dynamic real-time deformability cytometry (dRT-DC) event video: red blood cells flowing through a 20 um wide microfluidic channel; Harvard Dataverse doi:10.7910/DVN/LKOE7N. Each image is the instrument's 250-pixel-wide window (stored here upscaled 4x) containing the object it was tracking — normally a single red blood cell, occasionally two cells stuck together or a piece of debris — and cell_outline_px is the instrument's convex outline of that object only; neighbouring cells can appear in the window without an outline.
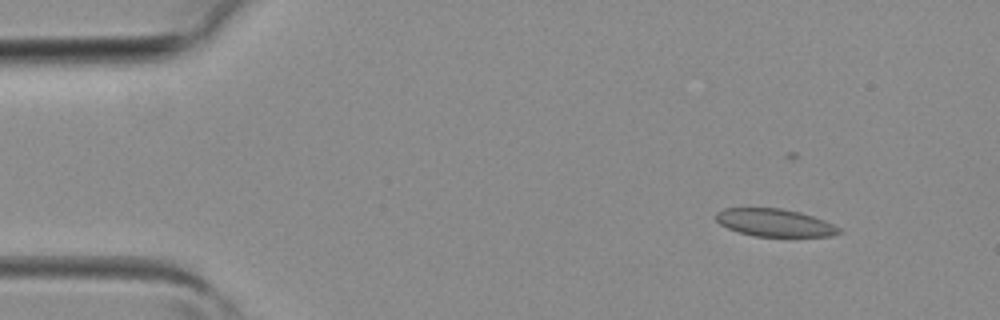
{"species": "common noctule bat (a hibernating species)", "species_latin": "Nyctalus noctula", "temperature_condition": "room temperature", "stored_images_in_passage": 3, "camera_frame_rate_fps": 3000, "um_per_image_px": 0.085, "animal": {"sex": "female", "body_mass_g": 19.3, "forearm_length_mm": 54.1}, "frame": {"image": 1, "passage_image": 2, "time_ms": 0.333, "image_size_px": [1000, 320], "cell_outline_px": [[844, 232], [832, 236], [756, 236], [740, 232], [728, 228], [720, 224], [716, 220], [716, 212], [724, 208], [780, 208], [800, 212], [824, 220], [840, 228]], "centroid_in_image_um": [65.86, 18.92], "position_along_channel_um": 19.1, "area_um2": 19.71}}